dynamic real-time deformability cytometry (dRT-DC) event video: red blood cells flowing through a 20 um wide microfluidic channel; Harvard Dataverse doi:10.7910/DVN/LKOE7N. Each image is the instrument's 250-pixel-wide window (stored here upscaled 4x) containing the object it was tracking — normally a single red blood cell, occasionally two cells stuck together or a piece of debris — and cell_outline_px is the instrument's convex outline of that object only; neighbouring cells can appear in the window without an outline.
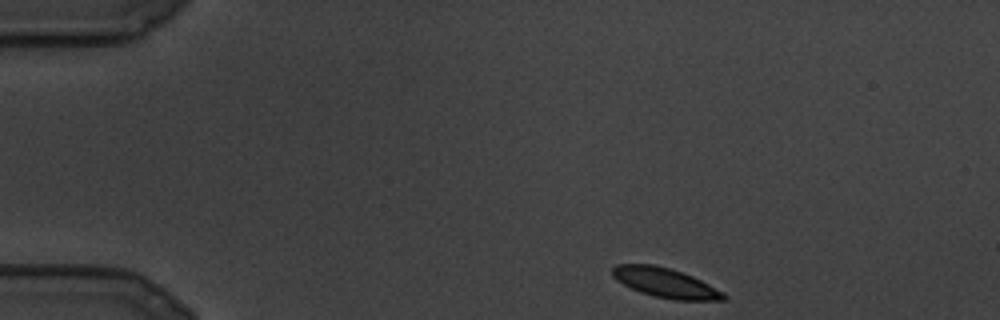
{"species": "common noctule bat (a hibernating species)", "species_latin": "Nyctalus noctula", "temperature_condition": "cold", "stored_images_in_passage": 78, "camera_frame_rate_fps": 3000, "um_per_image_px": 0.085, "animal": {"sex": "male", "body_mass_g": 19.5, "forearm_length_mm": 54.6}, "frame": {"image": 1, "passage_image": 1, "time_ms": 0.0, "image_size_px": [1000, 320], "cell_outline_px": [[728, 296], [724, 300], [672, 300], [652, 296], [640, 292], [616, 280], [612, 276], [612, 268], [616, 264], [652, 264], [672, 268], [692, 276], [724, 292]], "centroid_in_image_um": [56.55, 24.04], "position_along_channel_um": 28.5, "area_um2": 19.25}}
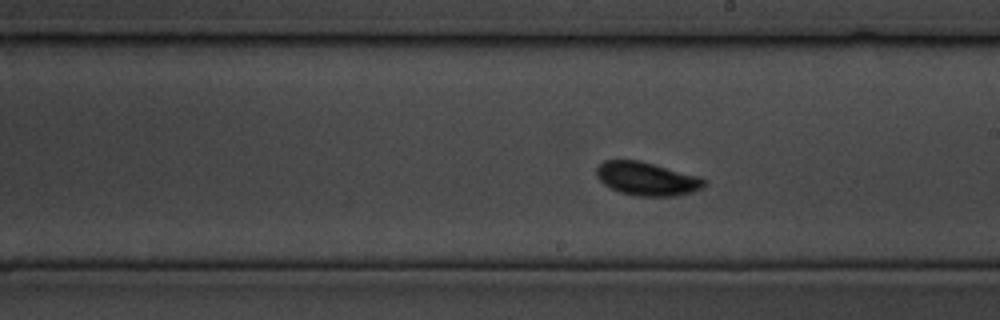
{"frame": {"image": 2, "passage_image": 45, "time_ms": 14.667, "image_size_px": [1000, 320], "cell_outline_px": [[704, 184], [700, 188], [692, 192], [676, 196], [636, 196], [620, 192], [604, 184], [596, 176], [596, 168], [604, 160], [640, 160], [700, 176], [704, 180]], "centroid_in_image_um": [54.96, 15.19], "position_along_channel_um": 234.0, "area_um2": 20.92}}
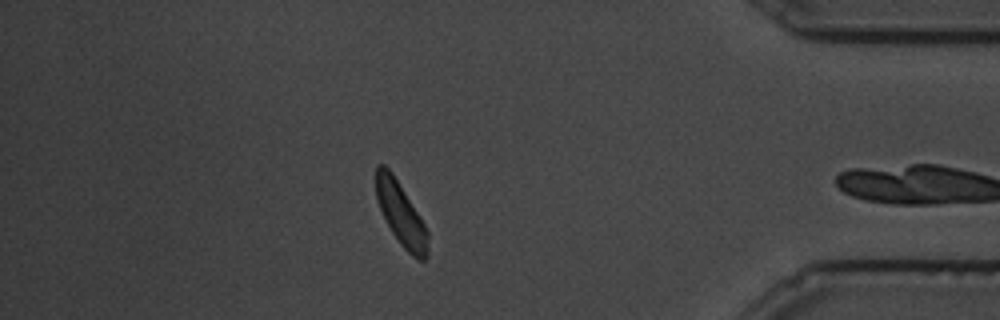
{"frame": {"image": 3, "passage_image": 77, "time_ms": 25.333, "image_size_px": [1000, 320], "cell_outline_px": [[428, 256], [424, 260], [420, 260], [412, 256], [400, 244], [392, 232], [376, 200], [376, 164], [384, 164], [392, 172], [424, 224], [428, 232]], "centroid_in_image_um": [34.07, 18.2], "position_along_channel_um": 401.1, "area_um2": 18.73}}